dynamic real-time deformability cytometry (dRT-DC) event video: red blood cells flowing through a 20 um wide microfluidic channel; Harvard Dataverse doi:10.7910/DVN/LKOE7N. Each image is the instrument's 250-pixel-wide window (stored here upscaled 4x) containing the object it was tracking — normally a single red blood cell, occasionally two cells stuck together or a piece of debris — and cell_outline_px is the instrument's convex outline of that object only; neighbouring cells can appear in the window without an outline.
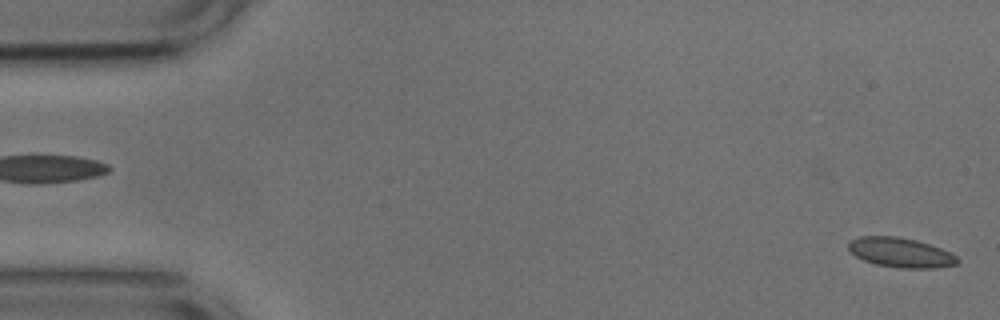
{"species": "common noctule bat (a hibernating species)", "species_latin": "Nyctalus noctula", "temperature_condition": "cold", "stored_images_in_passage": 53, "camera_frame_rate_fps": 3000, "um_per_image_px": 0.085, "animal": {"sex": "male", "body_mass_g": 17.9, "forearm_length_mm": 54.2}, "frame": {"image": 1, "passage_image": 1, "time_ms": 0.0, "image_size_px": [1000, 320], "cell_outline_px": [[960, 260], [956, 264], [936, 268], [900, 268], [876, 264], [864, 260], [856, 256], [848, 248], [848, 240], [860, 236], [896, 236], [916, 240], [952, 252]], "centroid_in_image_um": [76.55, 21.46], "position_along_channel_um": 8.4, "area_um2": 18.84}}
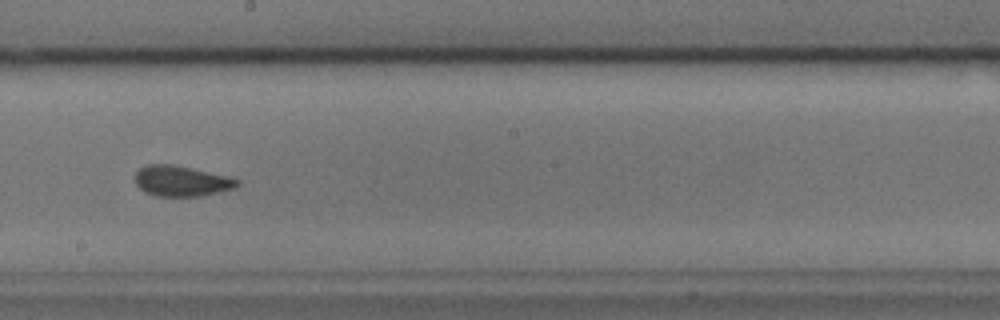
{"frame": {"image": 2, "passage_image": 29, "time_ms": 9.333, "image_size_px": [1000, 320], "cell_outline_px": [[240, 184], [236, 188], [200, 196], [156, 196], [144, 192], [136, 184], [136, 172], [140, 168], [148, 164], [172, 164], [228, 176], [240, 180]], "centroid_in_image_um": [15.43, 15.39], "position_along_channel_um": 232.8, "area_um2": 18.15}}
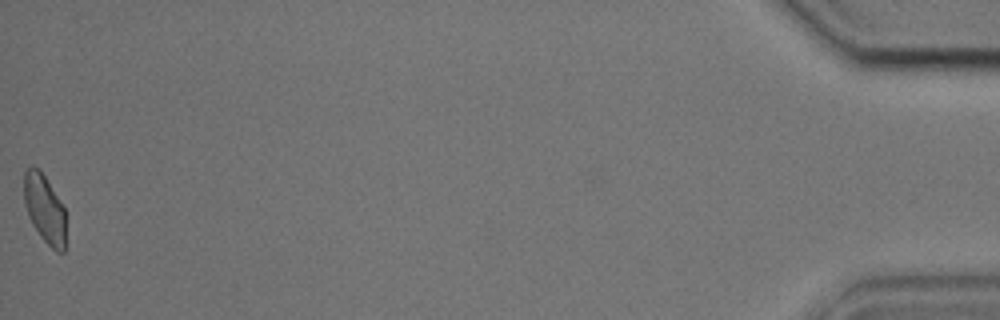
{"frame": {"image": 3, "passage_image": 53, "time_ms": 17.333, "image_size_px": [1000, 320], "cell_outline_px": [[64, 252], [56, 252], [40, 236], [32, 224], [28, 216], [24, 204], [24, 172], [32, 164], [44, 176], [64, 208]], "centroid_in_image_um": [3.75, 17.76], "position_along_channel_um": 431.4, "area_um2": 16.3}, "authors_computed_cell_mechanics": {"area_um2": 18.3226, "velocity_mm_per_s": 3.7261, "shape_relaxation_time_tau1_ms": 5.3769, "shape_relaxation_time_tau2_ms": 1.2631, "deformation_change_tau1": 0.0992, "deformation_change_tau2": 0.0461}}